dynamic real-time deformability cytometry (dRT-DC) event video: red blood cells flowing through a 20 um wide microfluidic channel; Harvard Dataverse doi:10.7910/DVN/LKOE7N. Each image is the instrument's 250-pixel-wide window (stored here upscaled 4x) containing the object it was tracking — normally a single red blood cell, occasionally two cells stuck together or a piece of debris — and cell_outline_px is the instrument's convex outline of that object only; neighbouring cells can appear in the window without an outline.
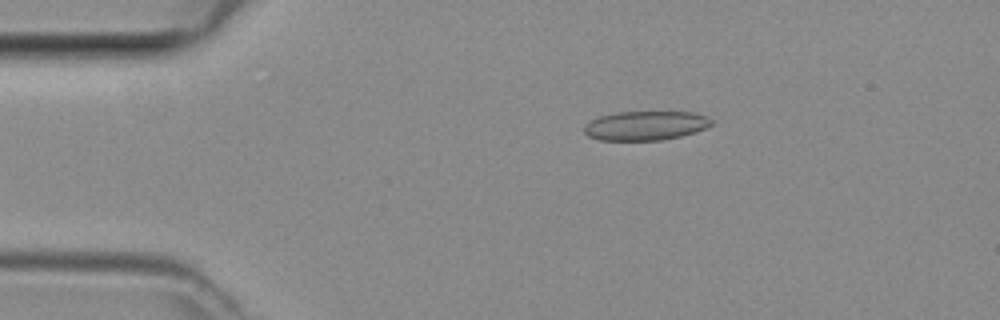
{"species": "common noctule bat (a hibernating species)", "species_latin": "Nyctalus noctula", "temperature_condition": "room temperature", "stored_images_in_passage": 4, "camera_frame_rate_fps": 3000, "um_per_image_px": 0.085, "animal": {"sex": "female", "body_mass_g": 29.2, "forearm_length_mm": 56.3}, "frame": {"image": 1, "passage_image": 2, "time_ms": 0.333, "image_size_px": [1000, 320], "cell_outline_px": [[712, 124], [696, 132], [680, 136], [660, 140], [600, 140], [588, 136], [584, 132], [584, 124], [588, 120], [600, 116], [616, 112], [692, 112], [704, 116], [712, 120]], "centroid_in_image_um": [54.81, 10.67], "position_along_channel_um": 30.2, "area_um2": 21.62}}
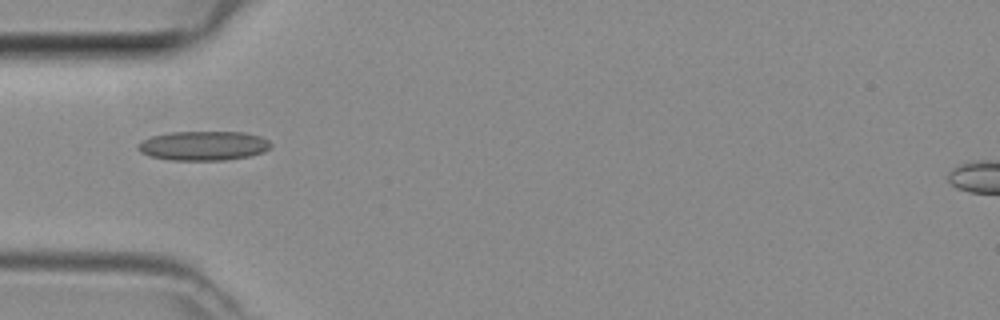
{"frame": {"image": 2, "passage_image": 4, "time_ms": 1.0, "image_size_px": [1000, 320], "cell_outline_px": [[272, 148], [264, 152], [248, 156], [224, 160], [172, 160], [152, 156], [140, 152], [136, 148], [136, 144], [140, 140], [152, 136], [168, 132], [244, 132], [260, 136], [268, 140], [272, 144]], "centroid_in_image_um": [17.28, 12.38], "position_along_channel_um": 67.7, "area_um2": 22.89}}